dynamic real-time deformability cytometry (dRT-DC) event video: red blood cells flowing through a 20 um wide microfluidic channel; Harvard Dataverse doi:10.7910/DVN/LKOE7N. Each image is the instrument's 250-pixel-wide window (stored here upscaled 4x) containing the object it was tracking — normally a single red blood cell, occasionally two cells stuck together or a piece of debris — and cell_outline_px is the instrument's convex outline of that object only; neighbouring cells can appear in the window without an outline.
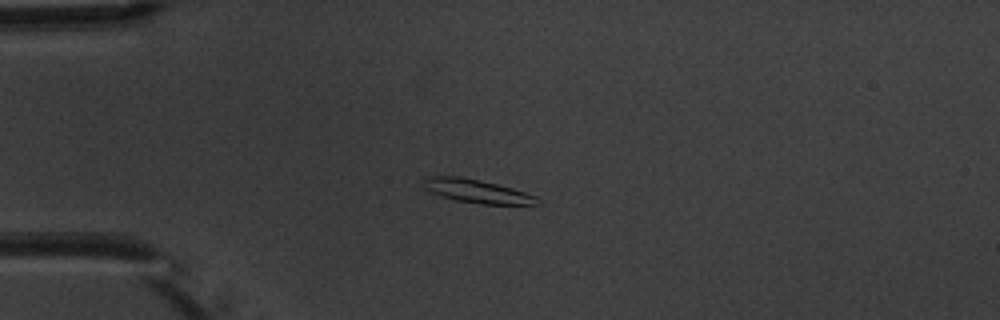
{"species": "common noctule bat (a hibernating species)", "species_latin": "Nyctalus noctula", "temperature_condition": "warm", "stored_images_in_passage": 5, "camera_frame_rate_fps": 3000, "um_per_image_px": 0.085, "animal": {"sex": "male", "body_mass_g": 20.1, "forearm_length_mm": 53.5}, "frame": {"image": 1, "passage_image": 4, "time_ms": 3.333, "image_size_px": [1000, 320], "cell_outline_px": [[544, 200], [540, 204], [484, 204], [456, 200], [432, 192], [424, 188], [424, 180], [432, 176], [460, 176], [496, 184], [512, 188], [536, 196]], "centroid_in_image_um": [40.61, 16.25], "position_along_channel_um": 44.4, "area_um2": 15.26}}